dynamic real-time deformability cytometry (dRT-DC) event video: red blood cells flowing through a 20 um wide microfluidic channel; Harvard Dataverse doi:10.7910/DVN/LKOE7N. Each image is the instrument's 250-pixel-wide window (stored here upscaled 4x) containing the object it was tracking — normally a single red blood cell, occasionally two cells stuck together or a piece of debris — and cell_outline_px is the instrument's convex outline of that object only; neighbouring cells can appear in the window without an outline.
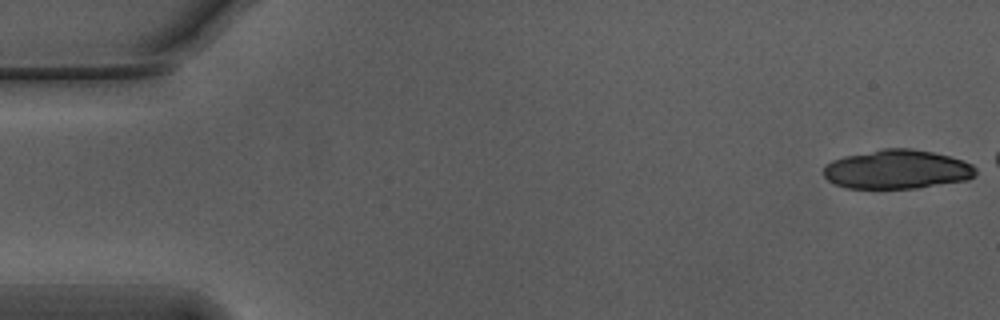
{"species": "Egyptian fruit bat (a non-hibernating species)", "species_latin": "Rousettus aegyptiacus", "temperature_condition": "warm", "stored_images_in_passage": 18, "camera_frame_rate_fps": 3000, "um_per_image_px": 0.085, "animal": {"sex": "male"}, "frame": {"image": 1, "passage_image": 1, "time_ms": 0.0, "image_size_px": [1000, 320], "cell_outline_px": [[976, 176], [968, 180], [916, 188], [844, 188], [828, 180], [824, 176], [824, 168], [832, 160], [844, 156], [884, 148], [912, 148], [932, 152], [948, 156], [972, 164], [976, 168]], "centroid_in_image_um": [76.26, 14.4], "position_along_channel_um": 8.7, "area_um2": 34.56}}